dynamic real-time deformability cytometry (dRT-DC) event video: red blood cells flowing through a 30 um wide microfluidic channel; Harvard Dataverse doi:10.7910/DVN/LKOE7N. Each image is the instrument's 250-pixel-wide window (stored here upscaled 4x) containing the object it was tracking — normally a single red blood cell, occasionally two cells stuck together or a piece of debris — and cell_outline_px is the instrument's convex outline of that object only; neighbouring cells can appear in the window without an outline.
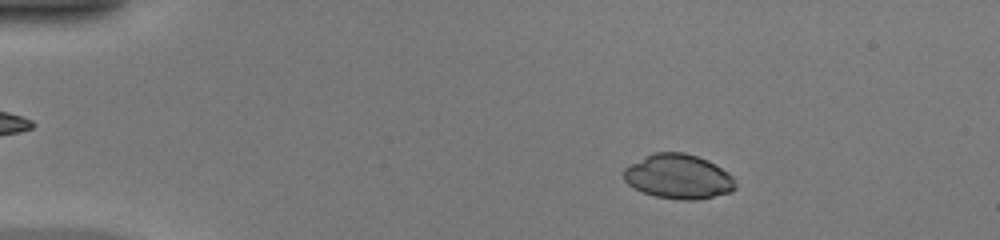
{"species": "common noctule bat (a hibernating species)", "species_latin": "Nyctalus noctula", "temperature_condition": "warm", "stored_images_in_passage": 43, "camera_frame_rate_fps": 3000, "um_per_image_px": 0.085, "animal": {"sex": "female", "body_mass_g": 20.0, "forearm_length_mm": 54.0}, "frame": {"image": 1, "passage_image": 2, "time_ms": 0.333, "image_size_px": [1000, 240], "cell_outline_px": [[736, 188], [732, 192], [696, 200], [680, 200], [656, 196], [644, 192], [628, 184], [624, 180], [624, 168], [644, 156], [656, 152], [684, 152], [708, 160], [728, 172], [732, 176], [736, 184]], "centroid_in_image_um": [57.68, 15.01], "position_along_channel_um": 27.3, "area_um2": 28.96}}